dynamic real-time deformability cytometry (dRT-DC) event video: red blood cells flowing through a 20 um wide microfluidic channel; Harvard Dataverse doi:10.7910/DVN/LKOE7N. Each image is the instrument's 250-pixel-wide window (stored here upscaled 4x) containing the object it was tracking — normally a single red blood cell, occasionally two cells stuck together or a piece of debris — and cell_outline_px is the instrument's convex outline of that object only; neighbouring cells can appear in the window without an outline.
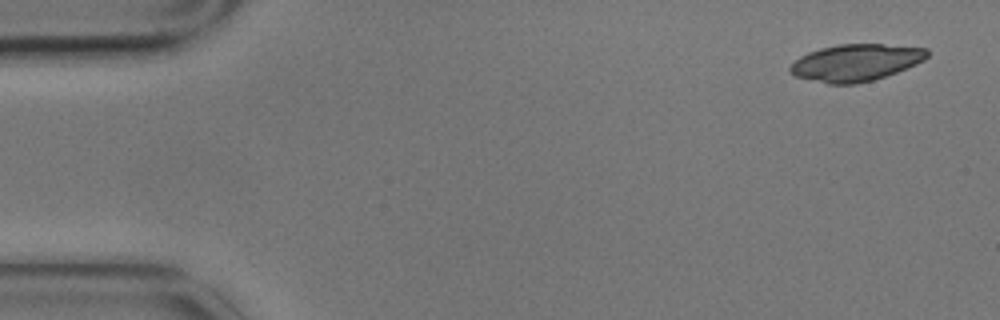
{"species": "common noctule bat (a hibernating species)", "species_latin": "Nyctalus noctula", "temperature_condition": "cold", "stored_images_in_passage": 2, "camera_frame_rate_fps": 3000, "um_per_image_px": 0.085, "animal": {"sex": "male", "body_mass_g": 17.9}, "frame": {"image": 1, "passage_image": 1, "time_ms": 0.0, "image_size_px": [1000, 320], "cell_outline_px": [[928, 56], [924, 60], [916, 64], [896, 72], [872, 80], [856, 84], [828, 84], [796, 76], [788, 72], [788, 68], [800, 56], [808, 52], [820, 48], [840, 44], [884, 44], [928, 48]], "centroid_in_image_um": [72.73, 5.31], "position_along_channel_um": 12.3, "area_um2": 29.42}}